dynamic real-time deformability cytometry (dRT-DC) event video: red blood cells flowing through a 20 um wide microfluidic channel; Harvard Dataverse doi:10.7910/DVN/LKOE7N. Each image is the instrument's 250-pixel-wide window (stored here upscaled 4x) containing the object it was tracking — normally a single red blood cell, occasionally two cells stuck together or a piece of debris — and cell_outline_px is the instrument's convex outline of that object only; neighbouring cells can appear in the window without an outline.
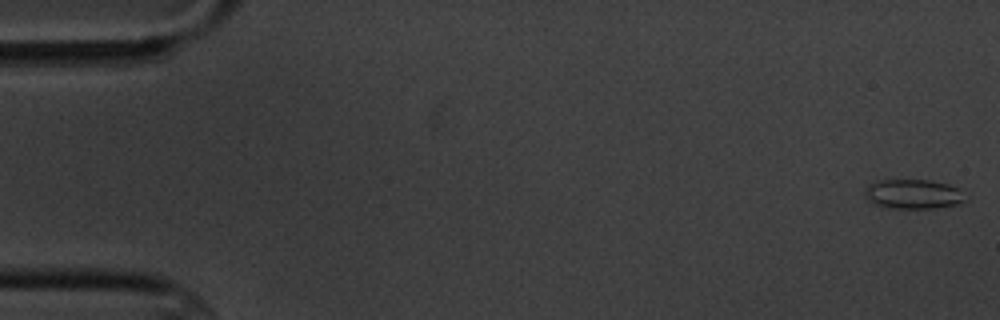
{"species": "common noctule bat (a hibernating species)", "species_latin": "Nyctalus noctula", "temperature_condition": "cold", "stored_images_in_passage": 13, "camera_frame_rate_fps": 3000, "um_per_image_px": 0.085, "animal": {"sex": "male", "body_mass_g": 20.1, "forearm_length_mm": 53.5}, "frame": {"image": 1, "passage_image": 1, "time_ms": 0.0, "image_size_px": [1000, 320], "cell_outline_px": [[972, 196], [968, 200], [960, 204], [936, 208], [888, 208], [872, 204], [864, 196], [864, 192], [868, 184], [880, 180], [928, 180], [948, 184]], "centroid_in_image_um": [77.68, 16.51], "position_along_channel_um": 7.3, "area_um2": 17.74}}
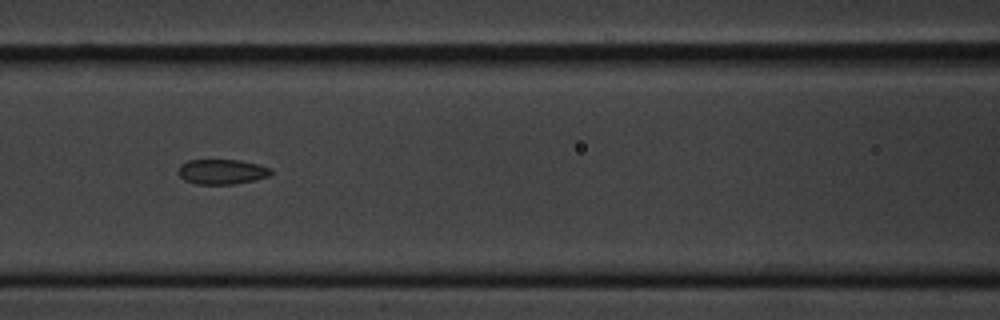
{"frame": {"image": 2, "passage_image": 8, "time_ms": 8.0, "image_size_px": [1000, 320], "cell_outline_px": [[272, 176], [256, 180], [236, 184], [196, 184], [184, 180], [176, 172], [180, 164], [188, 160], [240, 160], [256, 164], [268, 168], [272, 172]], "centroid_in_image_um": [18.83, 14.6], "position_along_channel_um": 147.8, "area_um2": 13.64}}
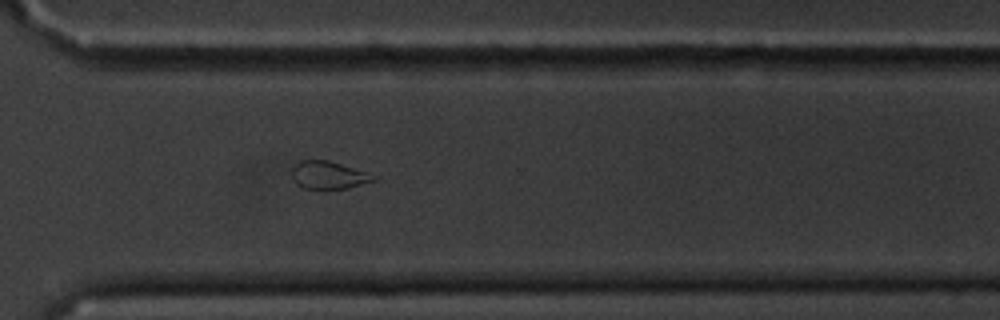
{"frame": {"image": 3, "passage_image": 13, "time_ms": 13.667, "image_size_px": [1000, 320], "cell_outline_px": [[380, 176], [376, 180], [348, 188], [304, 188], [296, 184], [292, 180], [292, 168], [300, 160], [328, 160], [368, 172]], "centroid_in_image_um": [27.95, 14.88], "position_along_channel_um": 342.6, "area_um2": 13.24}}